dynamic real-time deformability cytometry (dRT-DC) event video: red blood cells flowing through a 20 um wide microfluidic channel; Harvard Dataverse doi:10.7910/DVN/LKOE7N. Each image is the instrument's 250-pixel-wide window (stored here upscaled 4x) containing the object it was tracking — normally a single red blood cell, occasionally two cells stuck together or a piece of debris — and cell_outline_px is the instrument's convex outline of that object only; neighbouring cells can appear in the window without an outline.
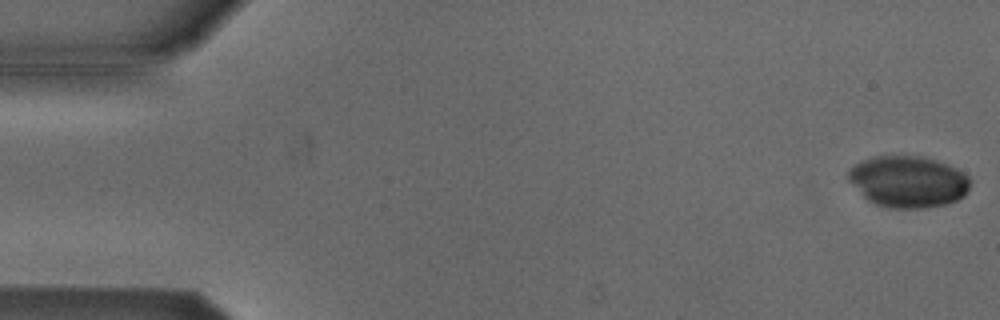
{"species": "Egyptian fruit bat (a non-hibernating species)", "species_latin": "Rousettus aegyptiacus", "temperature_condition": "cold", "stored_images_in_passage": 53, "camera_frame_rate_fps": 3000, "um_per_image_px": 0.085, "animal": {"sex": "male"}, "frame": {"image": 1, "passage_image": 1, "time_ms": 0.0, "image_size_px": [1000, 320], "cell_outline_px": [[972, 180], [964, 196], [956, 200], [944, 204], [924, 208], [888, 208], [876, 204], [868, 200], [848, 180], [848, 172], [856, 164], [872, 156], [920, 156], [936, 160], [948, 164], [956, 168], [968, 176]], "centroid_in_image_um": [77.21, 15.44], "position_along_channel_um": 7.8, "area_um2": 36.41}}
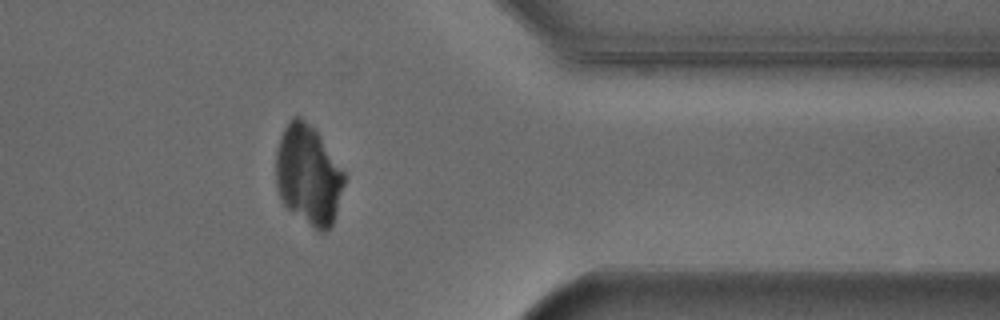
{"frame": {"image": 2, "passage_image": 43, "time_ms": 14.0, "image_size_px": [1000, 320], "cell_outline_px": [[344, 184], [336, 212], [332, 224], [324, 232], [320, 232], [288, 208], [284, 204], [276, 188], [276, 148], [280, 136], [288, 120], [292, 116], [300, 116], [316, 128], [344, 172]], "centroid_in_image_um": [26.19, 14.81], "position_along_channel_um": 385.2, "area_um2": 39.71}}
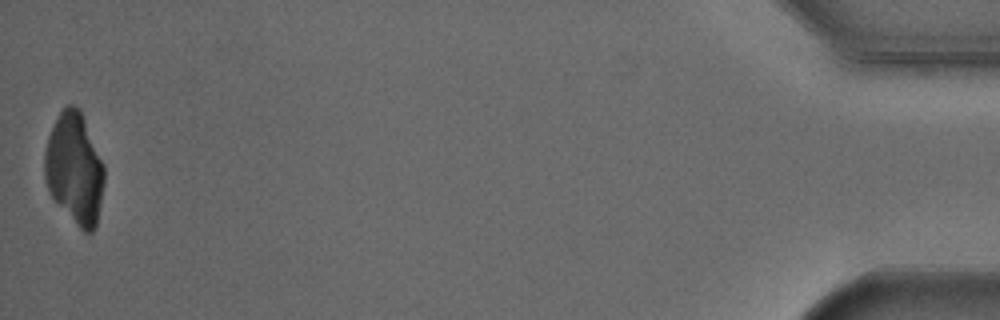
{"frame": {"image": 3, "passage_image": 53, "time_ms": 17.333, "image_size_px": [1000, 320], "cell_outline_px": [[104, 184], [96, 228], [92, 232], [84, 232], [80, 228], [48, 192], [44, 176], [44, 152], [48, 136], [60, 112], [68, 104], [72, 104], [80, 108], [104, 164]], "centroid_in_image_um": [6.34, 14.31], "position_along_channel_um": 428.9, "area_um2": 38.61}}